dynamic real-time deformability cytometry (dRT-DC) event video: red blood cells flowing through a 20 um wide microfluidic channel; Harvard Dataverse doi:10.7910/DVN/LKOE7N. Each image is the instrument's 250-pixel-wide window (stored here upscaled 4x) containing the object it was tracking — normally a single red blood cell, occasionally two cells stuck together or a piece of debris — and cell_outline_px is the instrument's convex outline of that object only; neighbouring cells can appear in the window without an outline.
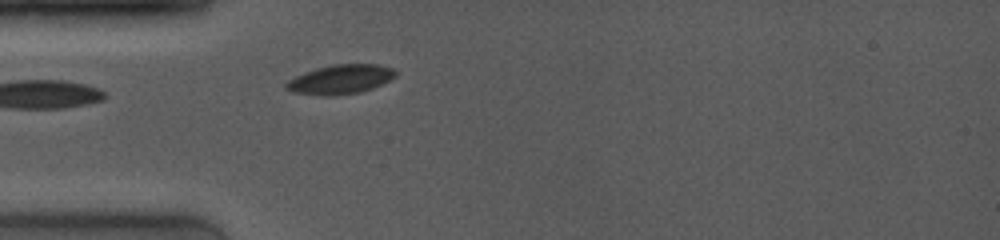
{"species": "common noctule bat (a hibernating species)", "species_latin": "Nyctalus noctula", "temperature_condition": "room temperature", "stored_images_in_passage": 15, "camera_frame_rate_fps": 4000, "um_per_image_px": 0.085, "animal": {"sex": "female", "body_mass_g": 19.0, "forearm_length_mm": 53.3}, "frame": {"image": 1, "passage_image": 1, "time_ms": 0.0, "image_size_px": [1000, 240], "cell_outline_px": [[396, 76], [372, 88], [360, 92], [332, 96], [324, 96], [292, 92], [284, 88], [284, 84], [288, 80], [304, 72], [316, 68], [332, 64], [380, 64], [392, 68], [396, 72]], "centroid_in_image_um": [28.9, 6.74], "position_along_channel_um": 56.1, "area_um2": 18.73}}
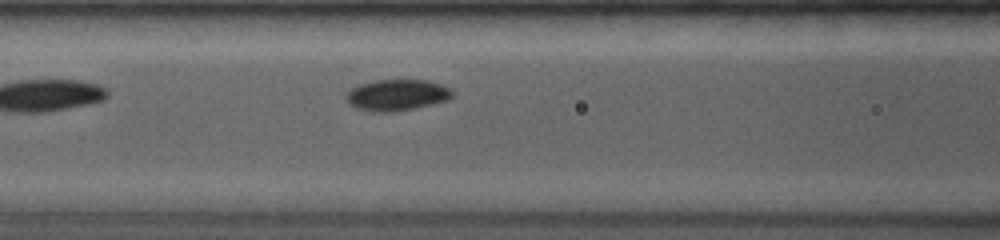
{"frame": {"image": 2, "passage_image": 9, "time_ms": 2.0, "image_size_px": [1000, 240], "cell_outline_px": [[452, 96], [448, 100], [432, 104], [392, 112], [372, 112], [356, 108], [348, 104], [348, 92], [356, 84], [376, 80], [428, 80], [444, 84], [452, 92]], "centroid_in_image_um": [33.73, 8.07], "position_along_channel_um": 132.9, "area_um2": 19.31}}